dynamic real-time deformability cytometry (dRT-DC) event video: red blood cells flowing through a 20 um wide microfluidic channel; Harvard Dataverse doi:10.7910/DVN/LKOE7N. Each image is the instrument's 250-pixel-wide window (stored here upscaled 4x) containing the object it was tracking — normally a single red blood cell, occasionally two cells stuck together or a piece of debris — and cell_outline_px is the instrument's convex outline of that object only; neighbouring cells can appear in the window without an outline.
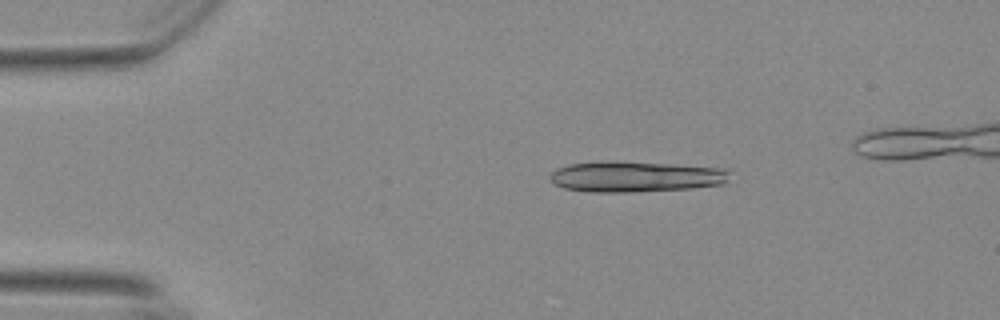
{"species": "Egyptian fruit bat (a non-hibernating species)", "species_latin": "Rousettus aegyptiacus", "temperature_condition": "warm", "stored_images_in_passage": 17, "camera_frame_rate_fps": 3000, "um_per_image_px": 0.085, "animal": {"sex": "female"}, "frame": {"image": 1, "passage_image": 10, "time_ms": 3.0, "image_size_px": [1000, 320], "cell_outline_px": [[732, 168], [728, 180], [724, 184], [692, 188], [624, 192], [588, 192], [564, 188], [556, 184], [548, 176], [556, 168], [568, 164], [668, 164]], "centroid_in_image_um": [54.14, 15.05], "position_along_channel_um": 30.9, "area_um2": 31.1}}